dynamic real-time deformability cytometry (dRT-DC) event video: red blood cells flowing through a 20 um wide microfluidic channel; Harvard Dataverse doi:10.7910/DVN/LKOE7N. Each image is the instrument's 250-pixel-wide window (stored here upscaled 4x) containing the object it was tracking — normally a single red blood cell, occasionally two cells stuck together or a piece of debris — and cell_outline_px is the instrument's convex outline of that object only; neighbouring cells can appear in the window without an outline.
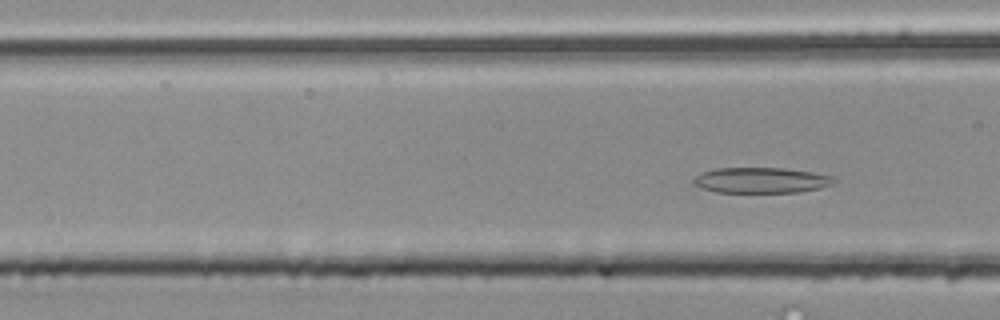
{"species": "common noctule bat (a hibernating species)", "species_latin": "Nyctalus noctula", "temperature_condition": "room temperature", "stored_images_in_passage": 7, "segment_of_instrument_passage": [2, 2], "camera_frame_rate_fps": 3000, "um_per_image_px": 0.085, "animal": {"sex": "male", "body_mass_g": 20.4}, "frame": {"image": 1, "passage_image": 7, "time_ms": 2.0, "image_size_px": [1000, 320], "cell_outline_px": [[836, 180], [832, 184], [820, 188], [800, 192], [716, 192], [692, 184], [692, 180], [700, 172], [716, 168], [784, 168], [812, 172], [832, 176]], "centroid_in_image_um": [64.68, 15.32], "position_along_channel_um": 101.9, "area_um2": 20.92}}